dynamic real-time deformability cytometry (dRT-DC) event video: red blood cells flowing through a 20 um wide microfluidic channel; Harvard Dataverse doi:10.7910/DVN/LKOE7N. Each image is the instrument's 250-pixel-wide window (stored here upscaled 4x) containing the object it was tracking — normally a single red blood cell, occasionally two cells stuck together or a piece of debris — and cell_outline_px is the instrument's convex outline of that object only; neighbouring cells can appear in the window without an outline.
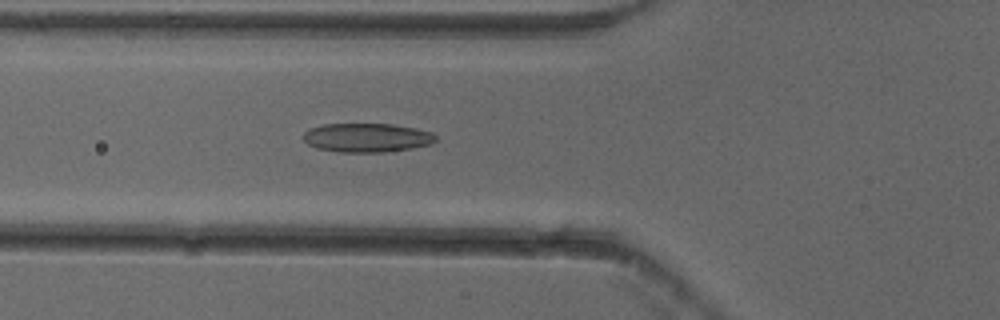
{"species": "common noctule bat (a hibernating species)", "species_latin": "Nyctalus noctula", "temperature_condition": "cold", "stored_images_in_passage": 44, "camera_frame_rate_fps": 3000, "um_per_image_px": 0.085, "animal": {"sex": "female"}, "frame": {"image": 1, "passage_image": 10, "time_ms": 3.0, "image_size_px": [1000, 320], "cell_outline_px": [[436, 140], [432, 144], [412, 148], [384, 152], [340, 152], [316, 148], [308, 144], [304, 140], [304, 132], [308, 128], [324, 124], [392, 124], [416, 128], [432, 132], [436, 136]], "centroid_in_image_um": [31.19, 11.7], "position_along_channel_um": 94.6, "area_um2": 22.43}}
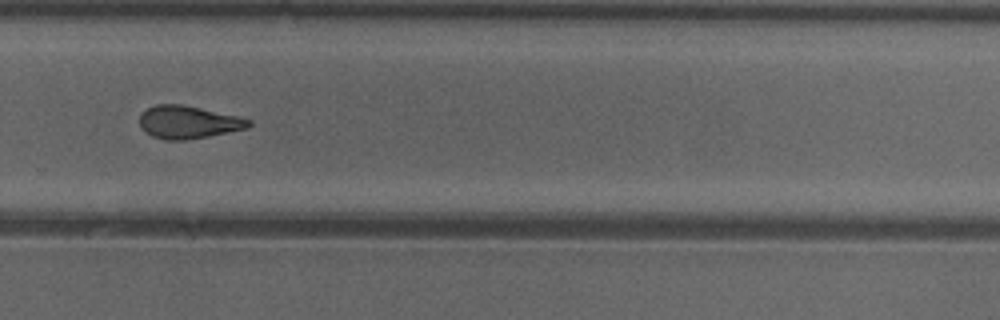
{"frame": {"image": 2, "passage_image": 27, "time_ms": 8.667, "image_size_px": [1000, 320], "cell_outline_px": [[252, 124], [248, 128], [208, 136], [184, 140], [168, 140], [152, 136], [140, 124], [140, 112], [156, 104], [180, 104], [200, 108], [236, 116], [252, 120]], "centroid_in_image_um": [16.01, 10.38], "position_along_channel_um": 313.8, "area_um2": 20.52}}
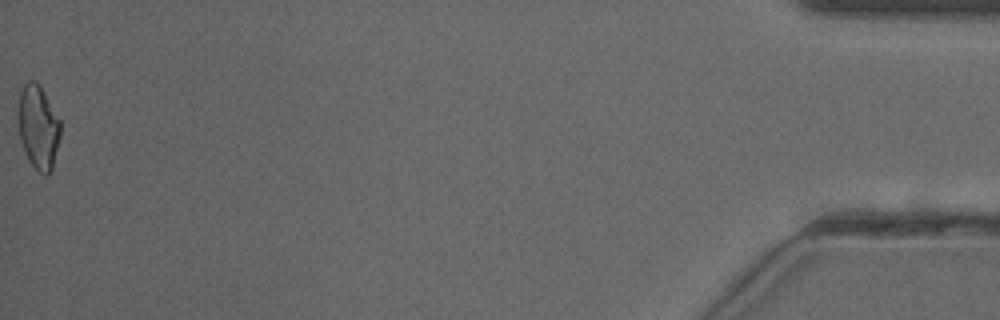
{"frame": {"image": 3, "passage_image": 44, "time_ms": 14.333, "image_size_px": [1000, 320], "cell_outline_px": [[60, 136], [52, 168], [48, 176], [44, 176], [28, 160], [24, 152], [20, 140], [16, 116], [16, 108], [20, 92], [24, 84], [28, 80], [36, 80], [40, 84], [60, 120]], "centroid_in_image_um": [3.21, 10.77], "position_along_channel_um": 432.0, "area_um2": 21.15}, "authors_computed_cell_mechanics": {"area_um2": 21.0681, "velocity_mm_per_s": 3.858, "shape_relaxation_time_tau1_ms": null, "shape_relaxation_time_tau2_ms": 2.8609, "deformation_change_tau1": null, "deformation_change_tau2": 0.1063}}